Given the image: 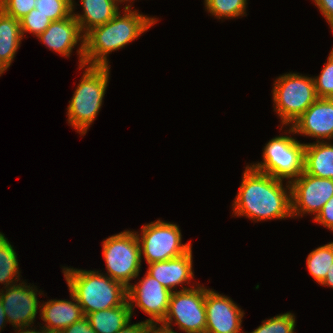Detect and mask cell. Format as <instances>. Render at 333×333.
<instances>
[{
	"label": "cell",
	"mask_w": 333,
	"mask_h": 333,
	"mask_svg": "<svg viewBox=\"0 0 333 333\" xmlns=\"http://www.w3.org/2000/svg\"><path fill=\"white\" fill-rule=\"evenodd\" d=\"M242 175V182L232 202L234 216H245L254 222L293 218L290 182L286 181L283 187L284 180L262 173L250 164Z\"/></svg>",
	"instance_id": "1"
},
{
	"label": "cell",
	"mask_w": 333,
	"mask_h": 333,
	"mask_svg": "<svg viewBox=\"0 0 333 333\" xmlns=\"http://www.w3.org/2000/svg\"><path fill=\"white\" fill-rule=\"evenodd\" d=\"M133 6L126 5L109 22L95 27L85 35V66L109 67L108 55L122 49L133 40L139 38L159 20L132 10Z\"/></svg>",
	"instance_id": "2"
},
{
	"label": "cell",
	"mask_w": 333,
	"mask_h": 333,
	"mask_svg": "<svg viewBox=\"0 0 333 333\" xmlns=\"http://www.w3.org/2000/svg\"><path fill=\"white\" fill-rule=\"evenodd\" d=\"M62 269L69 292L76 297L85 316L127 301V288L103 272L65 266Z\"/></svg>",
	"instance_id": "3"
},
{
	"label": "cell",
	"mask_w": 333,
	"mask_h": 333,
	"mask_svg": "<svg viewBox=\"0 0 333 333\" xmlns=\"http://www.w3.org/2000/svg\"><path fill=\"white\" fill-rule=\"evenodd\" d=\"M83 75L67 107L69 126L80 135L87 133L103 105L109 83L110 66H81Z\"/></svg>",
	"instance_id": "4"
},
{
	"label": "cell",
	"mask_w": 333,
	"mask_h": 333,
	"mask_svg": "<svg viewBox=\"0 0 333 333\" xmlns=\"http://www.w3.org/2000/svg\"><path fill=\"white\" fill-rule=\"evenodd\" d=\"M273 86V108L282 120L281 128L291 126L318 99L313 77L307 75L286 73Z\"/></svg>",
	"instance_id": "5"
},
{
	"label": "cell",
	"mask_w": 333,
	"mask_h": 333,
	"mask_svg": "<svg viewBox=\"0 0 333 333\" xmlns=\"http://www.w3.org/2000/svg\"><path fill=\"white\" fill-rule=\"evenodd\" d=\"M285 135L276 136L263 148V160L250 164L254 169L274 178L291 182L304 171L305 143Z\"/></svg>",
	"instance_id": "6"
},
{
	"label": "cell",
	"mask_w": 333,
	"mask_h": 333,
	"mask_svg": "<svg viewBox=\"0 0 333 333\" xmlns=\"http://www.w3.org/2000/svg\"><path fill=\"white\" fill-rule=\"evenodd\" d=\"M102 248L107 268L103 274L128 288L139 277L142 265L136 232L127 229L112 235L102 241Z\"/></svg>",
	"instance_id": "7"
},
{
	"label": "cell",
	"mask_w": 333,
	"mask_h": 333,
	"mask_svg": "<svg viewBox=\"0 0 333 333\" xmlns=\"http://www.w3.org/2000/svg\"><path fill=\"white\" fill-rule=\"evenodd\" d=\"M135 232L140 244L141 260L144 256L147 264L166 261L192 249L190 242L182 243L181 230L176 223L158 219L143 225L140 234Z\"/></svg>",
	"instance_id": "8"
},
{
	"label": "cell",
	"mask_w": 333,
	"mask_h": 333,
	"mask_svg": "<svg viewBox=\"0 0 333 333\" xmlns=\"http://www.w3.org/2000/svg\"><path fill=\"white\" fill-rule=\"evenodd\" d=\"M172 321L185 333H206L205 286L196 282L193 288L171 293L162 324L173 328Z\"/></svg>",
	"instance_id": "9"
},
{
	"label": "cell",
	"mask_w": 333,
	"mask_h": 333,
	"mask_svg": "<svg viewBox=\"0 0 333 333\" xmlns=\"http://www.w3.org/2000/svg\"><path fill=\"white\" fill-rule=\"evenodd\" d=\"M292 216L314 214V218L333 196V180L309 175L304 171L290 182Z\"/></svg>",
	"instance_id": "10"
},
{
	"label": "cell",
	"mask_w": 333,
	"mask_h": 333,
	"mask_svg": "<svg viewBox=\"0 0 333 333\" xmlns=\"http://www.w3.org/2000/svg\"><path fill=\"white\" fill-rule=\"evenodd\" d=\"M171 291L166 289L157 279L147 272L138 283L127 288V300L134 313L135 306L149 315L147 323H162L169 307Z\"/></svg>",
	"instance_id": "11"
},
{
	"label": "cell",
	"mask_w": 333,
	"mask_h": 333,
	"mask_svg": "<svg viewBox=\"0 0 333 333\" xmlns=\"http://www.w3.org/2000/svg\"><path fill=\"white\" fill-rule=\"evenodd\" d=\"M19 281V284H13L0 289V301L2 303L7 320L12 327L33 326L36 321L38 306L40 301L37 298L42 293L34 285ZM37 292H39L37 294ZM39 304V305H38Z\"/></svg>",
	"instance_id": "12"
},
{
	"label": "cell",
	"mask_w": 333,
	"mask_h": 333,
	"mask_svg": "<svg viewBox=\"0 0 333 333\" xmlns=\"http://www.w3.org/2000/svg\"><path fill=\"white\" fill-rule=\"evenodd\" d=\"M206 333H245L244 311L234 301L214 289L205 287Z\"/></svg>",
	"instance_id": "13"
},
{
	"label": "cell",
	"mask_w": 333,
	"mask_h": 333,
	"mask_svg": "<svg viewBox=\"0 0 333 333\" xmlns=\"http://www.w3.org/2000/svg\"><path fill=\"white\" fill-rule=\"evenodd\" d=\"M37 38L48 47L49 50L69 58L74 47L80 45L77 50V55H79V67L84 65L85 35L72 14L62 20L52 21L46 30Z\"/></svg>",
	"instance_id": "14"
},
{
	"label": "cell",
	"mask_w": 333,
	"mask_h": 333,
	"mask_svg": "<svg viewBox=\"0 0 333 333\" xmlns=\"http://www.w3.org/2000/svg\"><path fill=\"white\" fill-rule=\"evenodd\" d=\"M288 133L317 138V142L333 140V98H318L289 126Z\"/></svg>",
	"instance_id": "15"
},
{
	"label": "cell",
	"mask_w": 333,
	"mask_h": 333,
	"mask_svg": "<svg viewBox=\"0 0 333 333\" xmlns=\"http://www.w3.org/2000/svg\"><path fill=\"white\" fill-rule=\"evenodd\" d=\"M193 257L192 249L178 257L147 264V273L157 279L166 289L171 292L177 291V286H181V290H187L195 287H184L186 283L189 285L190 281L194 278L193 272ZM176 289V290H174Z\"/></svg>",
	"instance_id": "16"
},
{
	"label": "cell",
	"mask_w": 333,
	"mask_h": 333,
	"mask_svg": "<svg viewBox=\"0 0 333 333\" xmlns=\"http://www.w3.org/2000/svg\"><path fill=\"white\" fill-rule=\"evenodd\" d=\"M69 294L71 301L50 299L40 303V317L45 322L42 327L47 332H60L85 317L76 297L71 292Z\"/></svg>",
	"instance_id": "17"
},
{
	"label": "cell",
	"mask_w": 333,
	"mask_h": 333,
	"mask_svg": "<svg viewBox=\"0 0 333 333\" xmlns=\"http://www.w3.org/2000/svg\"><path fill=\"white\" fill-rule=\"evenodd\" d=\"M83 14L75 13V0H72V15L86 35L95 27L101 26L113 19L120 11L119 0H80Z\"/></svg>",
	"instance_id": "18"
},
{
	"label": "cell",
	"mask_w": 333,
	"mask_h": 333,
	"mask_svg": "<svg viewBox=\"0 0 333 333\" xmlns=\"http://www.w3.org/2000/svg\"><path fill=\"white\" fill-rule=\"evenodd\" d=\"M304 172L333 180V144L331 141L305 143Z\"/></svg>",
	"instance_id": "19"
},
{
	"label": "cell",
	"mask_w": 333,
	"mask_h": 333,
	"mask_svg": "<svg viewBox=\"0 0 333 333\" xmlns=\"http://www.w3.org/2000/svg\"><path fill=\"white\" fill-rule=\"evenodd\" d=\"M86 318L96 333H116L131 320L132 314L127 300L123 305L92 312Z\"/></svg>",
	"instance_id": "20"
},
{
	"label": "cell",
	"mask_w": 333,
	"mask_h": 333,
	"mask_svg": "<svg viewBox=\"0 0 333 333\" xmlns=\"http://www.w3.org/2000/svg\"><path fill=\"white\" fill-rule=\"evenodd\" d=\"M23 36L20 20L6 15L0 9V61L9 68L14 61Z\"/></svg>",
	"instance_id": "21"
},
{
	"label": "cell",
	"mask_w": 333,
	"mask_h": 333,
	"mask_svg": "<svg viewBox=\"0 0 333 333\" xmlns=\"http://www.w3.org/2000/svg\"><path fill=\"white\" fill-rule=\"evenodd\" d=\"M17 255L5 234L0 232V284H4V289L21 280Z\"/></svg>",
	"instance_id": "22"
},
{
	"label": "cell",
	"mask_w": 333,
	"mask_h": 333,
	"mask_svg": "<svg viewBox=\"0 0 333 333\" xmlns=\"http://www.w3.org/2000/svg\"><path fill=\"white\" fill-rule=\"evenodd\" d=\"M333 263V242L312 250L307 256L306 264L314 281L320 284L326 277Z\"/></svg>",
	"instance_id": "23"
},
{
	"label": "cell",
	"mask_w": 333,
	"mask_h": 333,
	"mask_svg": "<svg viewBox=\"0 0 333 333\" xmlns=\"http://www.w3.org/2000/svg\"><path fill=\"white\" fill-rule=\"evenodd\" d=\"M247 0H204L205 9L216 19L245 16Z\"/></svg>",
	"instance_id": "24"
},
{
	"label": "cell",
	"mask_w": 333,
	"mask_h": 333,
	"mask_svg": "<svg viewBox=\"0 0 333 333\" xmlns=\"http://www.w3.org/2000/svg\"><path fill=\"white\" fill-rule=\"evenodd\" d=\"M35 9L51 21L62 20L72 14V0H34Z\"/></svg>",
	"instance_id": "25"
},
{
	"label": "cell",
	"mask_w": 333,
	"mask_h": 333,
	"mask_svg": "<svg viewBox=\"0 0 333 333\" xmlns=\"http://www.w3.org/2000/svg\"><path fill=\"white\" fill-rule=\"evenodd\" d=\"M313 80L318 98H333V48L321 73Z\"/></svg>",
	"instance_id": "26"
},
{
	"label": "cell",
	"mask_w": 333,
	"mask_h": 333,
	"mask_svg": "<svg viewBox=\"0 0 333 333\" xmlns=\"http://www.w3.org/2000/svg\"><path fill=\"white\" fill-rule=\"evenodd\" d=\"M51 20L39 13L37 9H32L27 15L20 19L21 33L22 36L26 33H31L38 37L42 34L46 28L51 24Z\"/></svg>",
	"instance_id": "27"
},
{
	"label": "cell",
	"mask_w": 333,
	"mask_h": 333,
	"mask_svg": "<svg viewBox=\"0 0 333 333\" xmlns=\"http://www.w3.org/2000/svg\"><path fill=\"white\" fill-rule=\"evenodd\" d=\"M0 9L8 16L20 20L32 9H35L34 0H0Z\"/></svg>",
	"instance_id": "28"
},
{
	"label": "cell",
	"mask_w": 333,
	"mask_h": 333,
	"mask_svg": "<svg viewBox=\"0 0 333 333\" xmlns=\"http://www.w3.org/2000/svg\"><path fill=\"white\" fill-rule=\"evenodd\" d=\"M295 318L291 312L271 317V333H295Z\"/></svg>",
	"instance_id": "29"
},
{
	"label": "cell",
	"mask_w": 333,
	"mask_h": 333,
	"mask_svg": "<svg viewBox=\"0 0 333 333\" xmlns=\"http://www.w3.org/2000/svg\"><path fill=\"white\" fill-rule=\"evenodd\" d=\"M313 220L333 231V196Z\"/></svg>",
	"instance_id": "30"
},
{
	"label": "cell",
	"mask_w": 333,
	"mask_h": 333,
	"mask_svg": "<svg viewBox=\"0 0 333 333\" xmlns=\"http://www.w3.org/2000/svg\"><path fill=\"white\" fill-rule=\"evenodd\" d=\"M333 32V0H312Z\"/></svg>",
	"instance_id": "31"
},
{
	"label": "cell",
	"mask_w": 333,
	"mask_h": 333,
	"mask_svg": "<svg viewBox=\"0 0 333 333\" xmlns=\"http://www.w3.org/2000/svg\"><path fill=\"white\" fill-rule=\"evenodd\" d=\"M62 333H96L86 316L61 331Z\"/></svg>",
	"instance_id": "32"
},
{
	"label": "cell",
	"mask_w": 333,
	"mask_h": 333,
	"mask_svg": "<svg viewBox=\"0 0 333 333\" xmlns=\"http://www.w3.org/2000/svg\"><path fill=\"white\" fill-rule=\"evenodd\" d=\"M131 320L126 323L119 331L116 333H145L147 322L141 321L139 323L130 324Z\"/></svg>",
	"instance_id": "33"
},
{
	"label": "cell",
	"mask_w": 333,
	"mask_h": 333,
	"mask_svg": "<svg viewBox=\"0 0 333 333\" xmlns=\"http://www.w3.org/2000/svg\"><path fill=\"white\" fill-rule=\"evenodd\" d=\"M145 333H178L162 323H147Z\"/></svg>",
	"instance_id": "34"
},
{
	"label": "cell",
	"mask_w": 333,
	"mask_h": 333,
	"mask_svg": "<svg viewBox=\"0 0 333 333\" xmlns=\"http://www.w3.org/2000/svg\"><path fill=\"white\" fill-rule=\"evenodd\" d=\"M250 333H271V318L263 320L262 324Z\"/></svg>",
	"instance_id": "35"
},
{
	"label": "cell",
	"mask_w": 333,
	"mask_h": 333,
	"mask_svg": "<svg viewBox=\"0 0 333 333\" xmlns=\"http://www.w3.org/2000/svg\"><path fill=\"white\" fill-rule=\"evenodd\" d=\"M41 329L36 330L32 328V325L30 326H23V327H16L15 333H48L43 327L40 326ZM18 331V332H16Z\"/></svg>",
	"instance_id": "36"
},
{
	"label": "cell",
	"mask_w": 333,
	"mask_h": 333,
	"mask_svg": "<svg viewBox=\"0 0 333 333\" xmlns=\"http://www.w3.org/2000/svg\"><path fill=\"white\" fill-rule=\"evenodd\" d=\"M319 285L333 288V263L331 265V268L328 270L325 279Z\"/></svg>",
	"instance_id": "37"
},
{
	"label": "cell",
	"mask_w": 333,
	"mask_h": 333,
	"mask_svg": "<svg viewBox=\"0 0 333 333\" xmlns=\"http://www.w3.org/2000/svg\"><path fill=\"white\" fill-rule=\"evenodd\" d=\"M6 322L8 323V320H7L6 314L4 312L2 303L0 301V333H1V330H3L4 326H6L5 325V324H7Z\"/></svg>",
	"instance_id": "38"
},
{
	"label": "cell",
	"mask_w": 333,
	"mask_h": 333,
	"mask_svg": "<svg viewBox=\"0 0 333 333\" xmlns=\"http://www.w3.org/2000/svg\"><path fill=\"white\" fill-rule=\"evenodd\" d=\"M7 67L0 61V77L3 73L7 71Z\"/></svg>",
	"instance_id": "39"
},
{
	"label": "cell",
	"mask_w": 333,
	"mask_h": 333,
	"mask_svg": "<svg viewBox=\"0 0 333 333\" xmlns=\"http://www.w3.org/2000/svg\"><path fill=\"white\" fill-rule=\"evenodd\" d=\"M132 1L134 2L135 0H127L128 3L130 2V3H129L130 6H131V2H132Z\"/></svg>",
	"instance_id": "40"
},
{
	"label": "cell",
	"mask_w": 333,
	"mask_h": 333,
	"mask_svg": "<svg viewBox=\"0 0 333 333\" xmlns=\"http://www.w3.org/2000/svg\"><path fill=\"white\" fill-rule=\"evenodd\" d=\"M119 1L122 3L125 2V4L127 3V0H119Z\"/></svg>",
	"instance_id": "41"
}]
</instances>
